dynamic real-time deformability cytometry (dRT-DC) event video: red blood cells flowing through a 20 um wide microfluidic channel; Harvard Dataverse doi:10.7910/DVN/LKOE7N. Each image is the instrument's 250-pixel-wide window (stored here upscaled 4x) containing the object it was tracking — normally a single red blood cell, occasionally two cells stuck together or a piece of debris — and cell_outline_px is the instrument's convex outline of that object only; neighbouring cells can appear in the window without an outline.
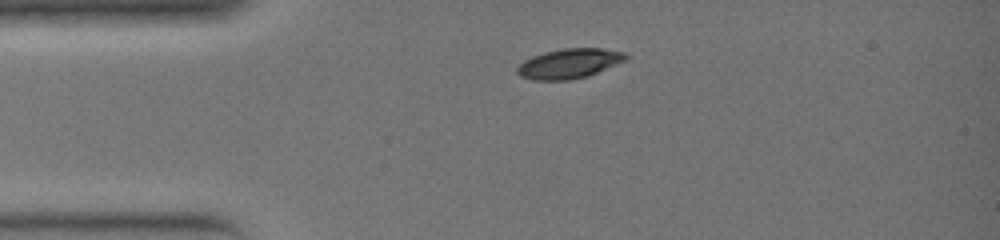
{"species": "common noctule bat (a hibernating species)", "species_latin": "Nyctalus noctula", "temperature_condition": "warm", "stored_images_in_passage": 26, "camera_frame_rate_fps": 3000, "um_per_image_px": 0.085, "animal": {"sex": "female", "body_mass_g": 19.0, "forearm_length_mm": 51.5}, "frame": {"image": 1, "passage_image": 1, "time_ms": 0.0, "image_size_px": [1000, 240], "cell_outline_px": [[628, 56], [624, 60], [588, 76], [568, 80], [532, 80], [520, 76], [516, 72], [516, 68], [524, 60], [532, 56], [544, 52], [564, 48], [600, 48], [624, 52]], "centroid_in_image_um": [48.33, 5.4], "position_along_channel_um": 36.7, "area_um2": 18.67}}
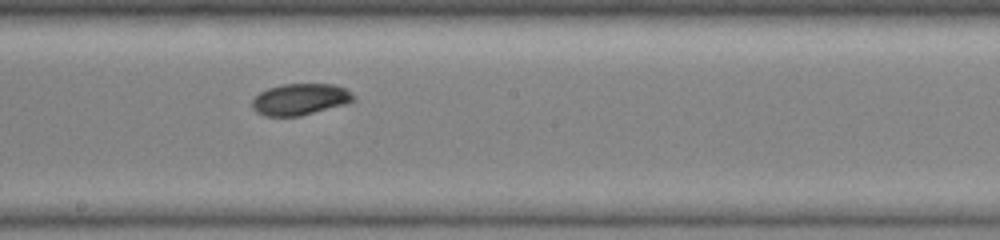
{"frame": {"image": 2, "passage_image": 13, "time_ms": 4.0, "image_size_px": [1000, 240], "cell_outline_px": [[356, 100], [348, 104], [300, 116], [264, 116], [256, 112], [252, 108], [252, 100], [260, 92], [268, 88], [280, 84], [332, 84], [344, 88], [352, 92], [356, 96]], "centroid_in_image_um": [25.54, 8.45], "position_along_channel_um": 222.7, "area_um2": 18.84}}
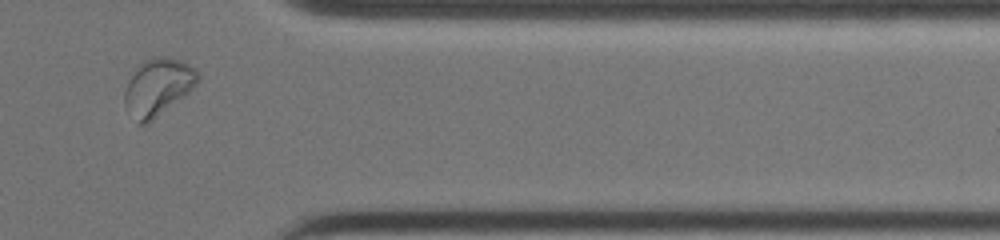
{"frame": {"image": 3, "passage_image": 23, "time_ms": 7.333, "image_size_px": [1000, 240], "cell_outline_px": [[200, 80], [188, 92], [148, 124], [140, 124], [124, 104], [124, 92], [132, 68], [144, 60], [152, 56], [168, 56], [180, 60], [196, 68], [200, 72]], "centroid_in_image_um": [13.42, 7.34], "position_along_channel_um": 398.0, "area_um2": 24.57}}